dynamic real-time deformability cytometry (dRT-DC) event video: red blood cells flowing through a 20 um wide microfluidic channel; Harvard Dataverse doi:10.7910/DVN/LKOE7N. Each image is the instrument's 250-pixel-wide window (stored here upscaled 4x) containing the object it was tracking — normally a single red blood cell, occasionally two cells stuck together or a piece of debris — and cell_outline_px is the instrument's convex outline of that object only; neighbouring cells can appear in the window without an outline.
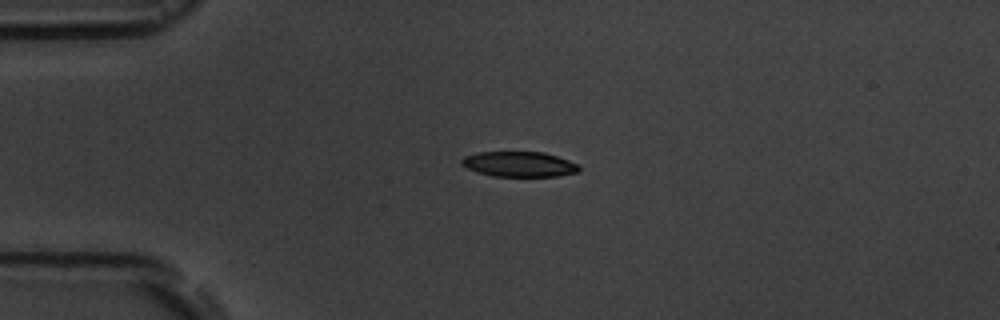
{"species": "common noctule bat (a hibernating species)", "species_latin": "Nyctalus noctula", "temperature_condition": "room temperature", "stored_images_in_passage": 4, "camera_frame_rate_fps": 3000, "um_per_image_px": 0.085, "animal": {"sex": "male", "body_mass_g": 19.5, "forearm_length_mm": 54.6}, "frame": {"image": 1, "passage_image": 3, "time_ms": 2.333, "image_size_px": [1000, 320], "cell_outline_px": [[580, 172], [556, 176], [492, 176], [476, 172], [460, 164], [460, 160], [464, 156], [476, 152], [544, 152], [568, 160], [576, 164], [580, 168]], "centroid_in_image_um": [44.09, 13.95], "position_along_channel_um": 40.9, "area_um2": 17.28}}